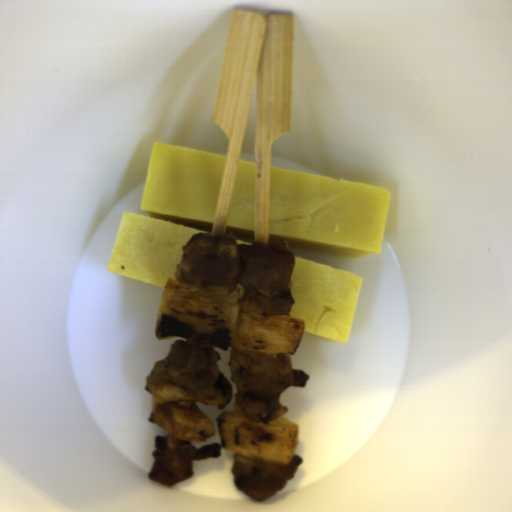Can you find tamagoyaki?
<instances>
[{
    "mask_svg": "<svg viewBox=\"0 0 512 512\" xmlns=\"http://www.w3.org/2000/svg\"><path fill=\"white\" fill-rule=\"evenodd\" d=\"M225 160L226 155L153 142L143 213L123 212L107 270L162 289L175 278L193 234H212Z\"/></svg>",
    "mask_w": 512,
    "mask_h": 512,
    "instance_id": "tamagoyaki-1",
    "label": "tamagoyaki"
},
{
    "mask_svg": "<svg viewBox=\"0 0 512 512\" xmlns=\"http://www.w3.org/2000/svg\"><path fill=\"white\" fill-rule=\"evenodd\" d=\"M391 193L269 166L268 242L348 258L382 250Z\"/></svg>",
    "mask_w": 512,
    "mask_h": 512,
    "instance_id": "tamagoyaki-2",
    "label": "tamagoyaki"
},
{
    "mask_svg": "<svg viewBox=\"0 0 512 512\" xmlns=\"http://www.w3.org/2000/svg\"><path fill=\"white\" fill-rule=\"evenodd\" d=\"M294 259L289 280L294 304L289 315L303 319V334L346 344L363 278L306 259Z\"/></svg>",
    "mask_w": 512,
    "mask_h": 512,
    "instance_id": "tamagoyaki-3",
    "label": "tamagoyaki"
},
{
    "mask_svg": "<svg viewBox=\"0 0 512 512\" xmlns=\"http://www.w3.org/2000/svg\"><path fill=\"white\" fill-rule=\"evenodd\" d=\"M238 245L255 243V162H237L226 234Z\"/></svg>",
    "mask_w": 512,
    "mask_h": 512,
    "instance_id": "tamagoyaki-4",
    "label": "tamagoyaki"
}]
</instances>
